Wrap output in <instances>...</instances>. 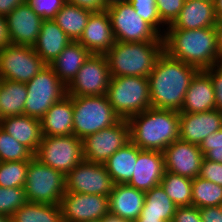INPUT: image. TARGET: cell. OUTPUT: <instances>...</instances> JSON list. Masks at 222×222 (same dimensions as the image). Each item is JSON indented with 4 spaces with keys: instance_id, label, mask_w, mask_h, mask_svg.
I'll return each mask as SVG.
<instances>
[{
    "instance_id": "1",
    "label": "cell",
    "mask_w": 222,
    "mask_h": 222,
    "mask_svg": "<svg viewBox=\"0 0 222 222\" xmlns=\"http://www.w3.org/2000/svg\"><path fill=\"white\" fill-rule=\"evenodd\" d=\"M198 71L163 51L148 76L151 107L179 112L190 82Z\"/></svg>"
},
{
    "instance_id": "2",
    "label": "cell",
    "mask_w": 222,
    "mask_h": 222,
    "mask_svg": "<svg viewBox=\"0 0 222 222\" xmlns=\"http://www.w3.org/2000/svg\"><path fill=\"white\" fill-rule=\"evenodd\" d=\"M163 44L168 55L198 70H206L222 63L214 27L191 30L166 29Z\"/></svg>"
},
{
    "instance_id": "3",
    "label": "cell",
    "mask_w": 222,
    "mask_h": 222,
    "mask_svg": "<svg viewBox=\"0 0 222 222\" xmlns=\"http://www.w3.org/2000/svg\"><path fill=\"white\" fill-rule=\"evenodd\" d=\"M130 140L141 150L164 151L180 139L179 112L150 107L128 119Z\"/></svg>"
},
{
    "instance_id": "4",
    "label": "cell",
    "mask_w": 222,
    "mask_h": 222,
    "mask_svg": "<svg viewBox=\"0 0 222 222\" xmlns=\"http://www.w3.org/2000/svg\"><path fill=\"white\" fill-rule=\"evenodd\" d=\"M164 51L163 36L153 42H118L104 54L111 78L150 75Z\"/></svg>"
},
{
    "instance_id": "5",
    "label": "cell",
    "mask_w": 222,
    "mask_h": 222,
    "mask_svg": "<svg viewBox=\"0 0 222 222\" xmlns=\"http://www.w3.org/2000/svg\"><path fill=\"white\" fill-rule=\"evenodd\" d=\"M72 105L73 135L81 140L121 120L109 103L107 95L75 96L72 97Z\"/></svg>"
},
{
    "instance_id": "6",
    "label": "cell",
    "mask_w": 222,
    "mask_h": 222,
    "mask_svg": "<svg viewBox=\"0 0 222 222\" xmlns=\"http://www.w3.org/2000/svg\"><path fill=\"white\" fill-rule=\"evenodd\" d=\"M106 95L115 113L121 119L128 120L151 107L147 77H113Z\"/></svg>"
},
{
    "instance_id": "7",
    "label": "cell",
    "mask_w": 222,
    "mask_h": 222,
    "mask_svg": "<svg viewBox=\"0 0 222 222\" xmlns=\"http://www.w3.org/2000/svg\"><path fill=\"white\" fill-rule=\"evenodd\" d=\"M24 115L41 119L51 106L67 95V87L50 65H46L28 83Z\"/></svg>"
},
{
    "instance_id": "8",
    "label": "cell",
    "mask_w": 222,
    "mask_h": 222,
    "mask_svg": "<svg viewBox=\"0 0 222 222\" xmlns=\"http://www.w3.org/2000/svg\"><path fill=\"white\" fill-rule=\"evenodd\" d=\"M24 190L28 202L60 204L65 194V175L33 157L29 160Z\"/></svg>"
},
{
    "instance_id": "9",
    "label": "cell",
    "mask_w": 222,
    "mask_h": 222,
    "mask_svg": "<svg viewBox=\"0 0 222 222\" xmlns=\"http://www.w3.org/2000/svg\"><path fill=\"white\" fill-rule=\"evenodd\" d=\"M34 157L42 164L67 175L83 160L82 140L73 134L43 136Z\"/></svg>"
},
{
    "instance_id": "10",
    "label": "cell",
    "mask_w": 222,
    "mask_h": 222,
    "mask_svg": "<svg viewBox=\"0 0 222 222\" xmlns=\"http://www.w3.org/2000/svg\"><path fill=\"white\" fill-rule=\"evenodd\" d=\"M115 41L153 42L161 35L141 18L128 1L106 8Z\"/></svg>"
},
{
    "instance_id": "11",
    "label": "cell",
    "mask_w": 222,
    "mask_h": 222,
    "mask_svg": "<svg viewBox=\"0 0 222 222\" xmlns=\"http://www.w3.org/2000/svg\"><path fill=\"white\" fill-rule=\"evenodd\" d=\"M46 65L32 46L9 44L0 50V79L28 83Z\"/></svg>"
},
{
    "instance_id": "12",
    "label": "cell",
    "mask_w": 222,
    "mask_h": 222,
    "mask_svg": "<svg viewBox=\"0 0 222 222\" xmlns=\"http://www.w3.org/2000/svg\"><path fill=\"white\" fill-rule=\"evenodd\" d=\"M130 141V126L126 119L82 139L83 159L104 164L110 156Z\"/></svg>"
},
{
    "instance_id": "13",
    "label": "cell",
    "mask_w": 222,
    "mask_h": 222,
    "mask_svg": "<svg viewBox=\"0 0 222 222\" xmlns=\"http://www.w3.org/2000/svg\"><path fill=\"white\" fill-rule=\"evenodd\" d=\"M114 185L104 164L84 159L65 175V192L109 196Z\"/></svg>"
},
{
    "instance_id": "14",
    "label": "cell",
    "mask_w": 222,
    "mask_h": 222,
    "mask_svg": "<svg viewBox=\"0 0 222 222\" xmlns=\"http://www.w3.org/2000/svg\"><path fill=\"white\" fill-rule=\"evenodd\" d=\"M111 80L104 54H91L67 86L69 96L106 95Z\"/></svg>"
},
{
    "instance_id": "15",
    "label": "cell",
    "mask_w": 222,
    "mask_h": 222,
    "mask_svg": "<svg viewBox=\"0 0 222 222\" xmlns=\"http://www.w3.org/2000/svg\"><path fill=\"white\" fill-rule=\"evenodd\" d=\"M63 222L104 219L109 212V197L65 192L60 201Z\"/></svg>"
},
{
    "instance_id": "16",
    "label": "cell",
    "mask_w": 222,
    "mask_h": 222,
    "mask_svg": "<svg viewBox=\"0 0 222 222\" xmlns=\"http://www.w3.org/2000/svg\"><path fill=\"white\" fill-rule=\"evenodd\" d=\"M166 171L194 179L199 175L204 155L199 145L175 140L163 151Z\"/></svg>"
},
{
    "instance_id": "17",
    "label": "cell",
    "mask_w": 222,
    "mask_h": 222,
    "mask_svg": "<svg viewBox=\"0 0 222 222\" xmlns=\"http://www.w3.org/2000/svg\"><path fill=\"white\" fill-rule=\"evenodd\" d=\"M6 19L11 44L33 47L44 19L25 1L13 9Z\"/></svg>"
},
{
    "instance_id": "18",
    "label": "cell",
    "mask_w": 222,
    "mask_h": 222,
    "mask_svg": "<svg viewBox=\"0 0 222 222\" xmlns=\"http://www.w3.org/2000/svg\"><path fill=\"white\" fill-rule=\"evenodd\" d=\"M165 171V159L162 151L141 150L138 147L135 168L132 178L127 184L146 192L160 185Z\"/></svg>"
},
{
    "instance_id": "19",
    "label": "cell",
    "mask_w": 222,
    "mask_h": 222,
    "mask_svg": "<svg viewBox=\"0 0 222 222\" xmlns=\"http://www.w3.org/2000/svg\"><path fill=\"white\" fill-rule=\"evenodd\" d=\"M222 128V111L179 113L180 139L200 145L209 134Z\"/></svg>"
},
{
    "instance_id": "20",
    "label": "cell",
    "mask_w": 222,
    "mask_h": 222,
    "mask_svg": "<svg viewBox=\"0 0 222 222\" xmlns=\"http://www.w3.org/2000/svg\"><path fill=\"white\" fill-rule=\"evenodd\" d=\"M78 42L91 54H105L114 45L115 38L106 9L91 13Z\"/></svg>"
},
{
    "instance_id": "21",
    "label": "cell",
    "mask_w": 222,
    "mask_h": 222,
    "mask_svg": "<svg viewBox=\"0 0 222 222\" xmlns=\"http://www.w3.org/2000/svg\"><path fill=\"white\" fill-rule=\"evenodd\" d=\"M216 109L215 91L210 76L199 70L192 78L179 113H200Z\"/></svg>"
},
{
    "instance_id": "22",
    "label": "cell",
    "mask_w": 222,
    "mask_h": 222,
    "mask_svg": "<svg viewBox=\"0 0 222 222\" xmlns=\"http://www.w3.org/2000/svg\"><path fill=\"white\" fill-rule=\"evenodd\" d=\"M108 197L110 214L133 222L145 203V192L128 184H115Z\"/></svg>"
},
{
    "instance_id": "23",
    "label": "cell",
    "mask_w": 222,
    "mask_h": 222,
    "mask_svg": "<svg viewBox=\"0 0 222 222\" xmlns=\"http://www.w3.org/2000/svg\"><path fill=\"white\" fill-rule=\"evenodd\" d=\"M0 128L36 154L43 137L39 119L24 114L8 116L0 120Z\"/></svg>"
},
{
    "instance_id": "24",
    "label": "cell",
    "mask_w": 222,
    "mask_h": 222,
    "mask_svg": "<svg viewBox=\"0 0 222 222\" xmlns=\"http://www.w3.org/2000/svg\"><path fill=\"white\" fill-rule=\"evenodd\" d=\"M72 96L68 94L55 102L40 119L43 136H68L73 134Z\"/></svg>"
},
{
    "instance_id": "25",
    "label": "cell",
    "mask_w": 222,
    "mask_h": 222,
    "mask_svg": "<svg viewBox=\"0 0 222 222\" xmlns=\"http://www.w3.org/2000/svg\"><path fill=\"white\" fill-rule=\"evenodd\" d=\"M216 22L213 1L195 0L185 2L178 18L166 29L191 30L214 27Z\"/></svg>"
},
{
    "instance_id": "26",
    "label": "cell",
    "mask_w": 222,
    "mask_h": 222,
    "mask_svg": "<svg viewBox=\"0 0 222 222\" xmlns=\"http://www.w3.org/2000/svg\"><path fill=\"white\" fill-rule=\"evenodd\" d=\"M72 41L53 20H44L33 49L50 65Z\"/></svg>"
},
{
    "instance_id": "27",
    "label": "cell",
    "mask_w": 222,
    "mask_h": 222,
    "mask_svg": "<svg viewBox=\"0 0 222 222\" xmlns=\"http://www.w3.org/2000/svg\"><path fill=\"white\" fill-rule=\"evenodd\" d=\"M91 53L79 42L72 41L50 64L60 81L67 87Z\"/></svg>"
},
{
    "instance_id": "28",
    "label": "cell",
    "mask_w": 222,
    "mask_h": 222,
    "mask_svg": "<svg viewBox=\"0 0 222 222\" xmlns=\"http://www.w3.org/2000/svg\"><path fill=\"white\" fill-rule=\"evenodd\" d=\"M138 156V146L131 140L104 163L115 184H127L132 178Z\"/></svg>"
},
{
    "instance_id": "29",
    "label": "cell",
    "mask_w": 222,
    "mask_h": 222,
    "mask_svg": "<svg viewBox=\"0 0 222 222\" xmlns=\"http://www.w3.org/2000/svg\"><path fill=\"white\" fill-rule=\"evenodd\" d=\"M92 11L71 3H65L53 21L63 30L71 41L78 42Z\"/></svg>"
},
{
    "instance_id": "30",
    "label": "cell",
    "mask_w": 222,
    "mask_h": 222,
    "mask_svg": "<svg viewBox=\"0 0 222 222\" xmlns=\"http://www.w3.org/2000/svg\"><path fill=\"white\" fill-rule=\"evenodd\" d=\"M26 83L0 79V118L24 114Z\"/></svg>"
},
{
    "instance_id": "31",
    "label": "cell",
    "mask_w": 222,
    "mask_h": 222,
    "mask_svg": "<svg viewBox=\"0 0 222 222\" xmlns=\"http://www.w3.org/2000/svg\"><path fill=\"white\" fill-rule=\"evenodd\" d=\"M177 205L166 194L161 185L145 192V203L140 216L161 218L172 222Z\"/></svg>"
},
{
    "instance_id": "32",
    "label": "cell",
    "mask_w": 222,
    "mask_h": 222,
    "mask_svg": "<svg viewBox=\"0 0 222 222\" xmlns=\"http://www.w3.org/2000/svg\"><path fill=\"white\" fill-rule=\"evenodd\" d=\"M11 222H63L60 204L26 202L16 210Z\"/></svg>"
},
{
    "instance_id": "33",
    "label": "cell",
    "mask_w": 222,
    "mask_h": 222,
    "mask_svg": "<svg viewBox=\"0 0 222 222\" xmlns=\"http://www.w3.org/2000/svg\"><path fill=\"white\" fill-rule=\"evenodd\" d=\"M166 194L177 206L192 205V179L165 171L160 182Z\"/></svg>"
},
{
    "instance_id": "34",
    "label": "cell",
    "mask_w": 222,
    "mask_h": 222,
    "mask_svg": "<svg viewBox=\"0 0 222 222\" xmlns=\"http://www.w3.org/2000/svg\"><path fill=\"white\" fill-rule=\"evenodd\" d=\"M192 205L197 208L222 206V186L195 177L192 179Z\"/></svg>"
},
{
    "instance_id": "35",
    "label": "cell",
    "mask_w": 222,
    "mask_h": 222,
    "mask_svg": "<svg viewBox=\"0 0 222 222\" xmlns=\"http://www.w3.org/2000/svg\"><path fill=\"white\" fill-rule=\"evenodd\" d=\"M29 160L0 162V186L4 188L24 187Z\"/></svg>"
},
{
    "instance_id": "36",
    "label": "cell",
    "mask_w": 222,
    "mask_h": 222,
    "mask_svg": "<svg viewBox=\"0 0 222 222\" xmlns=\"http://www.w3.org/2000/svg\"><path fill=\"white\" fill-rule=\"evenodd\" d=\"M34 154L0 128V162L30 160Z\"/></svg>"
},
{
    "instance_id": "37",
    "label": "cell",
    "mask_w": 222,
    "mask_h": 222,
    "mask_svg": "<svg viewBox=\"0 0 222 222\" xmlns=\"http://www.w3.org/2000/svg\"><path fill=\"white\" fill-rule=\"evenodd\" d=\"M136 13L149 23L161 36L164 35L166 27L159 16L155 0H127Z\"/></svg>"
},
{
    "instance_id": "38",
    "label": "cell",
    "mask_w": 222,
    "mask_h": 222,
    "mask_svg": "<svg viewBox=\"0 0 222 222\" xmlns=\"http://www.w3.org/2000/svg\"><path fill=\"white\" fill-rule=\"evenodd\" d=\"M26 202L24 187L4 188L0 186V214L11 217Z\"/></svg>"
},
{
    "instance_id": "39",
    "label": "cell",
    "mask_w": 222,
    "mask_h": 222,
    "mask_svg": "<svg viewBox=\"0 0 222 222\" xmlns=\"http://www.w3.org/2000/svg\"><path fill=\"white\" fill-rule=\"evenodd\" d=\"M199 148L205 159L222 163V128L204 138Z\"/></svg>"
},
{
    "instance_id": "40",
    "label": "cell",
    "mask_w": 222,
    "mask_h": 222,
    "mask_svg": "<svg viewBox=\"0 0 222 222\" xmlns=\"http://www.w3.org/2000/svg\"><path fill=\"white\" fill-rule=\"evenodd\" d=\"M159 16L165 27L173 24L178 18L185 1L184 0H155Z\"/></svg>"
},
{
    "instance_id": "41",
    "label": "cell",
    "mask_w": 222,
    "mask_h": 222,
    "mask_svg": "<svg viewBox=\"0 0 222 222\" xmlns=\"http://www.w3.org/2000/svg\"><path fill=\"white\" fill-rule=\"evenodd\" d=\"M25 2L44 20H53L66 0H25Z\"/></svg>"
},
{
    "instance_id": "42",
    "label": "cell",
    "mask_w": 222,
    "mask_h": 222,
    "mask_svg": "<svg viewBox=\"0 0 222 222\" xmlns=\"http://www.w3.org/2000/svg\"><path fill=\"white\" fill-rule=\"evenodd\" d=\"M198 176L222 186V163L203 158Z\"/></svg>"
},
{
    "instance_id": "43",
    "label": "cell",
    "mask_w": 222,
    "mask_h": 222,
    "mask_svg": "<svg viewBox=\"0 0 222 222\" xmlns=\"http://www.w3.org/2000/svg\"><path fill=\"white\" fill-rule=\"evenodd\" d=\"M211 78L215 91L216 110L222 111V63L204 70Z\"/></svg>"
},
{
    "instance_id": "44",
    "label": "cell",
    "mask_w": 222,
    "mask_h": 222,
    "mask_svg": "<svg viewBox=\"0 0 222 222\" xmlns=\"http://www.w3.org/2000/svg\"><path fill=\"white\" fill-rule=\"evenodd\" d=\"M172 222H202L196 206H177Z\"/></svg>"
},
{
    "instance_id": "45",
    "label": "cell",
    "mask_w": 222,
    "mask_h": 222,
    "mask_svg": "<svg viewBox=\"0 0 222 222\" xmlns=\"http://www.w3.org/2000/svg\"><path fill=\"white\" fill-rule=\"evenodd\" d=\"M202 222H222V206L199 208Z\"/></svg>"
},
{
    "instance_id": "46",
    "label": "cell",
    "mask_w": 222,
    "mask_h": 222,
    "mask_svg": "<svg viewBox=\"0 0 222 222\" xmlns=\"http://www.w3.org/2000/svg\"><path fill=\"white\" fill-rule=\"evenodd\" d=\"M66 2L79 6L83 9L90 10L92 12L103 11L106 9L102 0H66Z\"/></svg>"
},
{
    "instance_id": "47",
    "label": "cell",
    "mask_w": 222,
    "mask_h": 222,
    "mask_svg": "<svg viewBox=\"0 0 222 222\" xmlns=\"http://www.w3.org/2000/svg\"><path fill=\"white\" fill-rule=\"evenodd\" d=\"M11 44L7 27V19L0 15V50Z\"/></svg>"
},
{
    "instance_id": "48",
    "label": "cell",
    "mask_w": 222,
    "mask_h": 222,
    "mask_svg": "<svg viewBox=\"0 0 222 222\" xmlns=\"http://www.w3.org/2000/svg\"><path fill=\"white\" fill-rule=\"evenodd\" d=\"M25 0H0V15L7 16L18 5H21Z\"/></svg>"
},
{
    "instance_id": "49",
    "label": "cell",
    "mask_w": 222,
    "mask_h": 222,
    "mask_svg": "<svg viewBox=\"0 0 222 222\" xmlns=\"http://www.w3.org/2000/svg\"><path fill=\"white\" fill-rule=\"evenodd\" d=\"M214 28L216 31L217 48L222 59V20H217Z\"/></svg>"
},
{
    "instance_id": "50",
    "label": "cell",
    "mask_w": 222,
    "mask_h": 222,
    "mask_svg": "<svg viewBox=\"0 0 222 222\" xmlns=\"http://www.w3.org/2000/svg\"><path fill=\"white\" fill-rule=\"evenodd\" d=\"M214 13L217 20H222V0H213Z\"/></svg>"
},
{
    "instance_id": "51",
    "label": "cell",
    "mask_w": 222,
    "mask_h": 222,
    "mask_svg": "<svg viewBox=\"0 0 222 222\" xmlns=\"http://www.w3.org/2000/svg\"><path fill=\"white\" fill-rule=\"evenodd\" d=\"M134 222H170V221H164L161 218L139 216Z\"/></svg>"
},
{
    "instance_id": "52",
    "label": "cell",
    "mask_w": 222,
    "mask_h": 222,
    "mask_svg": "<svg viewBox=\"0 0 222 222\" xmlns=\"http://www.w3.org/2000/svg\"><path fill=\"white\" fill-rule=\"evenodd\" d=\"M103 222H133V221L125 220V219L113 216L111 214H108L104 217Z\"/></svg>"
},
{
    "instance_id": "53",
    "label": "cell",
    "mask_w": 222,
    "mask_h": 222,
    "mask_svg": "<svg viewBox=\"0 0 222 222\" xmlns=\"http://www.w3.org/2000/svg\"><path fill=\"white\" fill-rule=\"evenodd\" d=\"M127 0H102L103 5L107 8L113 4L125 2Z\"/></svg>"
},
{
    "instance_id": "54",
    "label": "cell",
    "mask_w": 222,
    "mask_h": 222,
    "mask_svg": "<svg viewBox=\"0 0 222 222\" xmlns=\"http://www.w3.org/2000/svg\"><path fill=\"white\" fill-rule=\"evenodd\" d=\"M0 222H11V218L0 214Z\"/></svg>"
},
{
    "instance_id": "55",
    "label": "cell",
    "mask_w": 222,
    "mask_h": 222,
    "mask_svg": "<svg viewBox=\"0 0 222 222\" xmlns=\"http://www.w3.org/2000/svg\"><path fill=\"white\" fill-rule=\"evenodd\" d=\"M85 222H103V219L89 220Z\"/></svg>"
},
{
    "instance_id": "56",
    "label": "cell",
    "mask_w": 222,
    "mask_h": 222,
    "mask_svg": "<svg viewBox=\"0 0 222 222\" xmlns=\"http://www.w3.org/2000/svg\"><path fill=\"white\" fill-rule=\"evenodd\" d=\"M185 2H189V1H195V0H184ZM199 1H205V2H208V1H213V0H199Z\"/></svg>"
}]
</instances>
